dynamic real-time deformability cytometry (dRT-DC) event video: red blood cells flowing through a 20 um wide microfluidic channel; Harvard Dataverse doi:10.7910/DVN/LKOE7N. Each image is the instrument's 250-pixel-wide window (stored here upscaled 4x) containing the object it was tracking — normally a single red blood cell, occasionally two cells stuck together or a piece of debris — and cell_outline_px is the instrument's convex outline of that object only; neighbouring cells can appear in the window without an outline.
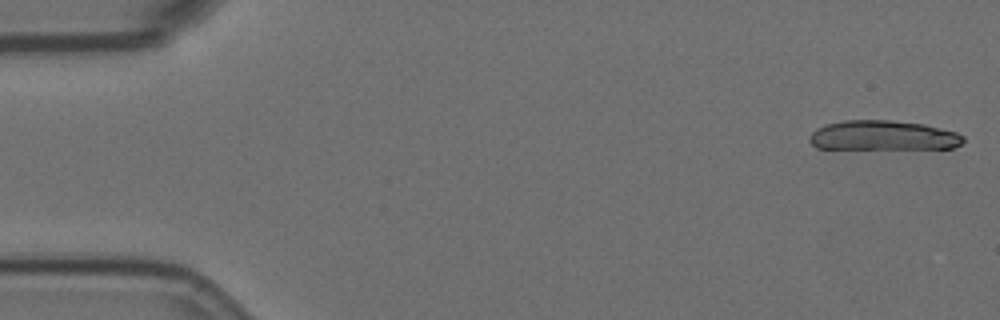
{"species": "Egyptian fruit bat (a non-hibernating species)", "species_latin": "Rousettus aegyptiacus", "temperature_condition": "room temperature", "stored_images_in_passage": 1, "camera_frame_rate_fps": 3000, "um_per_image_px": 0.085, "animal": {"sex": "female"}, "frame": {"image": 1, "passage_image": 1, "time_ms": 0.0, "image_size_px": [1000, 320], "cell_outline_px": [[964, 140], [960, 144], [952, 148], [816, 148], [808, 140], [808, 136], [816, 128], [828, 124], [844, 120], [888, 120], [924, 124], [956, 132], [964, 136]], "centroid_in_image_um": [75.04, 11.51], "position_along_channel_um": 10.0, "area_um2": 26.41}}